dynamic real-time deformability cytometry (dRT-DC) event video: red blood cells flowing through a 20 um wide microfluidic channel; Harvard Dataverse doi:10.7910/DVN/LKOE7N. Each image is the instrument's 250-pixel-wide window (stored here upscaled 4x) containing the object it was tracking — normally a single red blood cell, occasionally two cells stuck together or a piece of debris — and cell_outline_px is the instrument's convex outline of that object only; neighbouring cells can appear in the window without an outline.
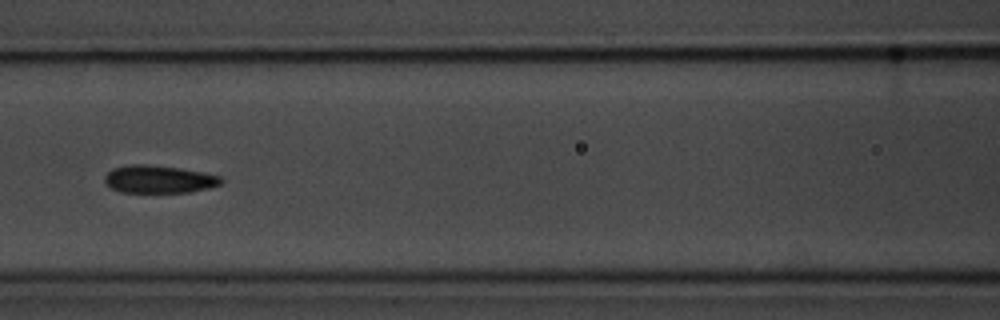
{"species": "common noctule bat (a hibernating species)", "species_latin": "Nyctalus noctula", "temperature_condition": "room temperature", "stored_images_in_passage": 8, "camera_frame_rate_fps": 3000, "um_per_image_px": 0.085, "animal": {"sex": "male", "body_mass_g": 20.1, "forearm_length_mm": 53.5}, "frame": {"image": 1, "passage_image": 6, "time_ms": 1.667, "image_size_px": [1000, 320], "cell_outline_px": [[224, 180], [220, 184], [208, 188], [192, 192], [120, 192], [104, 184], [104, 176], [112, 168], [128, 164], [148, 164], [180, 168], [204, 172], [220, 176]], "centroid_in_image_um": [13.48, 15.23], "position_along_channel_um": 153.1, "area_um2": 19.02}}
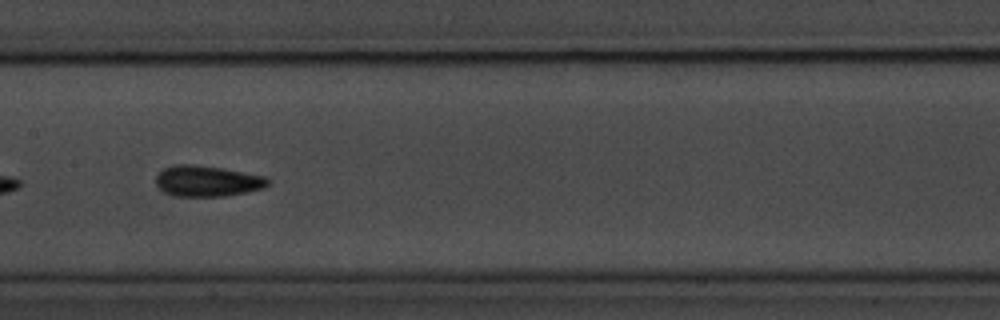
{"frame": {"image": 2, "passage_image": 7, "time_ms": 2.0, "image_size_px": [1000, 320], "cell_outline_px": [[272, 180], [264, 188], [224, 196], [172, 196], [164, 192], [156, 184], [156, 176], [164, 168], [172, 164], [192, 164], [220, 168], [264, 176]], "centroid_in_image_um": [17.59, 15.39], "position_along_channel_um": 189.8, "area_um2": 20.06}}
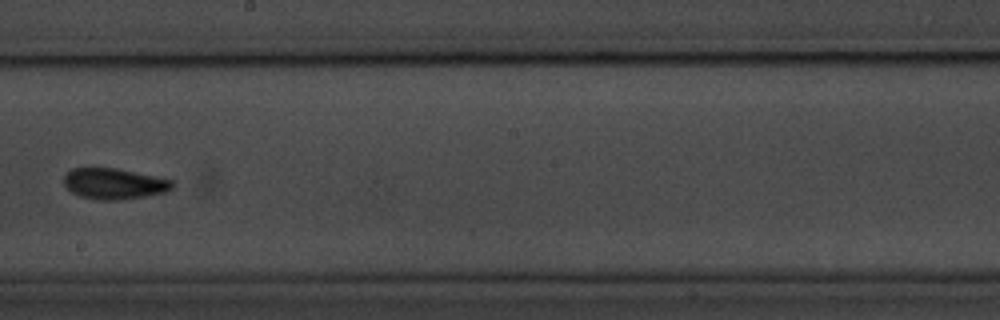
{"frame": {"image": 3, "passage_image": 8, "time_ms": 2.333, "image_size_px": [1000, 320], "cell_outline_px": [[176, 184], [168, 192], [120, 200], [96, 200], [80, 196], [72, 192], [64, 184], [64, 176], [72, 168], [116, 168], [172, 180]], "centroid_in_image_um": [9.71, 15.62], "position_along_channel_um": 238.5, "area_um2": 19.48}}